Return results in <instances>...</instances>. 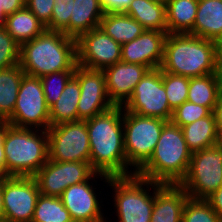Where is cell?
<instances>
[{"label":"cell","mask_w":222,"mask_h":222,"mask_svg":"<svg viewBox=\"0 0 222 222\" xmlns=\"http://www.w3.org/2000/svg\"><path fill=\"white\" fill-rule=\"evenodd\" d=\"M90 143V165L108 177H126L123 107L111 109L85 120Z\"/></svg>","instance_id":"cell-1"},{"label":"cell","mask_w":222,"mask_h":222,"mask_svg":"<svg viewBox=\"0 0 222 222\" xmlns=\"http://www.w3.org/2000/svg\"><path fill=\"white\" fill-rule=\"evenodd\" d=\"M160 70L189 78L222 73L219 44L191 34H167Z\"/></svg>","instance_id":"cell-2"},{"label":"cell","mask_w":222,"mask_h":222,"mask_svg":"<svg viewBox=\"0 0 222 222\" xmlns=\"http://www.w3.org/2000/svg\"><path fill=\"white\" fill-rule=\"evenodd\" d=\"M19 65L26 75L39 78L53 72L75 70L76 39L63 32L46 29L20 45Z\"/></svg>","instance_id":"cell-3"},{"label":"cell","mask_w":222,"mask_h":222,"mask_svg":"<svg viewBox=\"0 0 222 222\" xmlns=\"http://www.w3.org/2000/svg\"><path fill=\"white\" fill-rule=\"evenodd\" d=\"M191 156L181 127L170 121L163 127L150 159L135 174L162 184H179L187 174Z\"/></svg>","instance_id":"cell-4"},{"label":"cell","mask_w":222,"mask_h":222,"mask_svg":"<svg viewBox=\"0 0 222 222\" xmlns=\"http://www.w3.org/2000/svg\"><path fill=\"white\" fill-rule=\"evenodd\" d=\"M48 150L47 130L20 128L6 122V176L34 177L48 161Z\"/></svg>","instance_id":"cell-5"},{"label":"cell","mask_w":222,"mask_h":222,"mask_svg":"<svg viewBox=\"0 0 222 222\" xmlns=\"http://www.w3.org/2000/svg\"><path fill=\"white\" fill-rule=\"evenodd\" d=\"M107 183L115 193L114 206L119 222L151 221L155 197L154 181L134 174L126 177H109ZM150 189H153V195L149 194Z\"/></svg>","instance_id":"cell-6"},{"label":"cell","mask_w":222,"mask_h":222,"mask_svg":"<svg viewBox=\"0 0 222 222\" xmlns=\"http://www.w3.org/2000/svg\"><path fill=\"white\" fill-rule=\"evenodd\" d=\"M168 123L160 118L139 116L123 109L124 148L127 176L134 175L151 157L163 127ZM133 171H129V167Z\"/></svg>","instance_id":"cell-7"},{"label":"cell","mask_w":222,"mask_h":222,"mask_svg":"<svg viewBox=\"0 0 222 222\" xmlns=\"http://www.w3.org/2000/svg\"><path fill=\"white\" fill-rule=\"evenodd\" d=\"M179 185L190 198L205 200L222 185V157L216 145L192 153Z\"/></svg>","instance_id":"cell-8"},{"label":"cell","mask_w":222,"mask_h":222,"mask_svg":"<svg viewBox=\"0 0 222 222\" xmlns=\"http://www.w3.org/2000/svg\"><path fill=\"white\" fill-rule=\"evenodd\" d=\"M6 122L20 128H49L50 109L39 77L23 76L13 114Z\"/></svg>","instance_id":"cell-9"},{"label":"cell","mask_w":222,"mask_h":222,"mask_svg":"<svg viewBox=\"0 0 222 222\" xmlns=\"http://www.w3.org/2000/svg\"><path fill=\"white\" fill-rule=\"evenodd\" d=\"M122 107L127 112L139 116L155 117L170 122L173 110L169 106L163 85V71L160 68L150 69Z\"/></svg>","instance_id":"cell-10"},{"label":"cell","mask_w":222,"mask_h":222,"mask_svg":"<svg viewBox=\"0 0 222 222\" xmlns=\"http://www.w3.org/2000/svg\"><path fill=\"white\" fill-rule=\"evenodd\" d=\"M49 160L90 162L89 134L85 120L49 126Z\"/></svg>","instance_id":"cell-11"},{"label":"cell","mask_w":222,"mask_h":222,"mask_svg":"<svg viewBox=\"0 0 222 222\" xmlns=\"http://www.w3.org/2000/svg\"><path fill=\"white\" fill-rule=\"evenodd\" d=\"M100 176L104 182L109 181V177L96 173L90 162H59L49 160L36 173V179L40 194L46 196L60 197L69 186L92 180Z\"/></svg>","instance_id":"cell-12"},{"label":"cell","mask_w":222,"mask_h":222,"mask_svg":"<svg viewBox=\"0 0 222 222\" xmlns=\"http://www.w3.org/2000/svg\"><path fill=\"white\" fill-rule=\"evenodd\" d=\"M39 195L34 177H2L4 218L10 222H31Z\"/></svg>","instance_id":"cell-13"},{"label":"cell","mask_w":222,"mask_h":222,"mask_svg":"<svg viewBox=\"0 0 222 222\" xmlns=\"http://www.w3.org/2000/svg\"><path fill=\"white\" fill-rule=\"evenodd\" d=\"M121 48L99 27L92 29L76 39L77 64L103 71L121 61Z\"/></svg>","instance_id":"cell-14"},{"label":"cell","mask_w":222,"mask_h":222,"mask_svg":"<svg viewBox=\"0 0 222 222\" xmlns=\"http://www.w3.org/2000/svg\"><path fill=\"white\" fill-rule=\"evenodd\" d=\"M73 76L80 85L78 120L93 118L115 106L109 99L103 71L77 64Z\"/></svg>","instance_id":"cell-15"},{"label":"cell","mask_w":222,"mask_h":222,"mask_svg":"<svg viewBox=\"0 0 222 222\" xmlns=\"http://www.w3.org/2000/svg\"><path fill=\"white\" fill-rule=\"evenodd\" d=\"M90 183L87 180L71 185L60 196L73 222H106L95 193L97 188Z\"/></svg>","instance_id":"cell-16"},{"label":"cell","mask_w":222,"mask_h":222,"mask_svg":"<svg viewBox=\"0 0 222 222\" xmlns=\"http://www.w3.org/2000/svg\"><path fill=\"white\" fill-rule=\"evenodd\" d=\"M167 33L146 30L136 39L122 44L121 62L141 64L150 69L160 68Z\"/></svg>","instance_id":"cell-17"},{"label":"cell","mask_w":222,"mask_h":222,"mask_svg":"<svg viewBox=\"0 0 222 222\" xmlns=\"http://www.w3.org/2000/svg\"><path fill=\"white\" fill-rule=\"evenodd\" d=\"M149 70V67L141 64L121 61L104 69L106 89L110 101L115 106H122Z\"/></svg>","instance_id":"cell-18"},{"label":"cell","mask_w":222,"mask_h":222,"mask_svg":"<svg viewBox=\"0 0 222 222\" xmlns=\"http://www.w3.org/2000/svg\"><path fill=\"white\" fill-rule=\"evenodd\" d=\"M189 195L179 184L155 182V197L150 222H182Z\"/></svg>","instance_id":"cell-19"},{"label":"cell","mask_w":222,"mask_h":222,"mask_svg":"<svg viewBox=\"0 0 222 222\" xmlns=\"http://www.w3.org/2000/svg\"><path fill=\"white\" fill-rule=\"evenodd\" d=\"M194 36L222 42V0H199Z\"/></svg>","instance_id":"cell-20"},{"label":"cell","mask_w":222,"mask_h":222,"mask_svg":"<svg viewBox=\"0 0 222 222\" xmlns=\"http://www.w3.org/2000/svg\"><path fill=\"white\" fill-rule=\"evenodd\" d=\"M222 95V73L189 78L187 101L208 107L212 112Z\"/></svg>","instance_id":"cell-21"},{"label":"cell","mask_w":222,"mask_h":222,"mask_svg":"<svg viewBox=\"0 0 222 222\" xmlns=\"http://www.w3.org/2000/svg\"><path fill=\"white\" fill-rule=\"evenodd\" d=\"M70 17V37L77 39L81 34L98 28L104 16L99 0H74Z\"/></svg>","instance_id":"cell-22"},{"label":"cell","mask_w":222,"mask_h":222,"mask_svg":"<svg viewBox=\"0 0 222 222\" xmlns=\"http://www.w3.org/2000/svg\"><path fill=\"white\" fill-rule=\"evenodd\" d=\"M199 0H168L167 34L194 35V22Z\"/></svg>","instance_id":"cell-23"},{"label":"cell","mask_w":222,"mask_h":222,"mask_svg":"<svg viewBox=\"0 0 222 222\" xmlns=\"http://www.w3.org/2000/svg\"><path fill=\"white\" fill-rule=\"evenodd\" d=\"M188 149L193 153L215 146L220 134L214 113L181 127Z\"/></svg>","instance_id":"cell-24"},{"label":"cell","mask_w":222,"mask_h":222,"mask_svg":"<svg viewBox=\"0 0 222 222\" xmlns=\"http://www.w3.org/2000/svg\"><path fill=\"white\" fill-rule=\"evenodd\" d=\"M4 28L19 46L34 39L46 30L44 24L27 6L7 15Z\"/></svg>","instance_id":"cell-25"},{"label":"cell","mask_w":222,"mask_h":222,"mask_svg":"<svg viewBox=\"0 0 222 222\" xmlns=\"http://www.w3.org/2000/svg\"><path fill=\"white\" fill-rule=\"evenodd\" d=\"M124 14L134 18L146 30L167 33L166 5L151 0H132Z\"/></svg>","instance_id":"cell-26"},{"label":"cell","mask_w":222,"mask_h":222,"mask_svg":"<svg viewBox=\"0 0 222 222\" xmlns=\"http://www.w3.org/2000/svg\"><path fill=\"white\" fill-rule=\"evenodd\" d=\"M99 28L121 45L140 36L146 29L124 13H105Z\"/></svg>","instance_id":"cell-27"},{"label":"cell","mask_w":222,"mask_h":222,"mask_svg":"<svg viewBox=\"0 0 222 222\" xmlns=\"http://www.w3.org/2000/svg\"><path fill=\"white\" fill-rule=\"evenodd\" d=\"M80 97V85L72 76L66 83L62 94L50 109V126L78 121L77 105Z\"/></svg>","instance_id":"cell-28"},{"label":"cell","mask_w":222,"mask_h":222,"mask_svg":"<svg viewBox=\"0 0 222 222\" xmlns=\"http://www.w3.org/2000/svg\"><path fill=\"white\" fill-rule=\"evenodd\" d=\"M24 75L19 64L0 69V121L6 122L12 116Z\"/></svg>","instance_id":"cell-29"},{"label":"cell","mask_w":222,"mask_h":222,"mask_svg":"<svg viewBox=\"0 0 222 222\" xmlns=\"http://www.w3.org/2000/svg\"><path fill=\"white\" fill-rule=\"evenodd\" d=\"M31 222H73L60 197L40 194Z\"/></svg>","instance_id":"cell-30"},{"label":"cell","mask_w":222,"mask_h":222,"mask_svg":"<svg viewBox=\"0 0 222 222\" xmlns=\"http://www.w3.org/2000/svg\"><path fill=\"white\" fill-rule=\"evenodd\" d=\"M163 85L172 110L187 101L189 77L163 72Z\"/></svg>","instance_id":"cell-31"},{"label":"cell","mask_w":222,"mask_h":222,"mask_svg":"<svg viewBox=\"0 0 222 222\" xmlns=\"http://www.w3.org/2000/svg\"><path fill=\"white\" fill-rule=\"evenodd\" d=\"M182 222H221V220L207 200L189 197L183 209Z\"/></svg>","instance_id":"cell-32"},{"label":"cell","mask_w":222,"mask_h":222,"mask_svg":"<svg viewBox=\"0 0 222 222\" xmlns=\"http://www.w3.org/2000/svg\"><path fill=\"white\" fill-rule=\"evenodd\" d=\"M75 70H65L53 72L51 74L40 77L43 91L45 94L46 103L49 108L57 102L62 94L66 83L74 75Z\"/></svg>","instance_id":"cell-33"},{"label":"cell","mask_w":222,"mask_h":222,"mask_svg":"<svg viewBox=\"0 0 222 222\" xmlns=\"http://www.w3.org/2000/svg\"><path fill=\"white\" fill-rule=\"evenodd\" d=\"M211 113L212 111L208 107L185 101L173 110L171 122L174 125L183 127L199 120L200 118L209 116Z\"/></svg>","instance_id":"cell-34"},{"label":"cell","mask_w":222,"mask_h":222,"mask_svg":"<svg viewBox=\"0 0 222 222\" xmlns=\"http://www.w3.org/2000/svg\"><path fill=\"white\" fill-rule=\"evenodd\" d=\"M51 31H60L70 36V17L74 0H54Z\"/></svg>","instance_id":"cell-35"},{"label":"cell","mask_w":222,"mask_h":222,"mask_svg":"<svg viewBox=\"0 0 222 222\" xmlns=\"http://www.w3.org/2000/svg\"><path fill=\"white\" fill-rule=\"evenodd\" d=\"M20 46L8 34L6 29L0 28V69H6L19 64Z\"/></svg>","instance_id":"cell-36"},{"label":"cell","mask_w":222,"mask_h":222,"mask_svg":"<svg viewBox=\"0 0 222 222\" xmlns=\"http://www.w3.org/2000/svg\"><path fill=\"white\" fill-rule=\"evenodd\" d=\"M54 0H26L28 9L51 31Z\"/></svg>","instance_id":"cell-37"},{"label":"cell","mask_w":222,"mask_h":222,"mask_svg":"<svg viewBox=\"0 0 222 222\" xmlns=\"http://www.w3.org/2000/svg\"><path fill=\"white\" fill-rule=\"evenodd\" d=\"M104 13H124L132 0H99Z\"/></svg>","instance_id":"cell-38"},{"label":"cell","mask_w":222,"mask_h":222,"mask_svg":"<svg viewBox=\"0 0 222 222\" xmlns=\"http://www.w3.org/2000/svg\"><path fill=\"white\" fill-rule=\"evenodd\" d=\"M5 137H6V122L0 121V177H6V159L4 152Z\"/></svg>","instance_id":"cell-39"},{"label":"cell","mask_w":222,"mask_h":222,"mask_svg":"<svg viewBox=\"0 0 222 222\" xmlns=\"http://www.w3.org/2000/svg\"><path fill=\"white\" fill-rule=\"evenodd\" d=\"M222 222V185L206 199Z\"/></svg>","instance_id":"cell-40"},{"label":"cell","mask_w":222,"mask_h":222,"mask_svg":"<svg viewBox=\"0 0 222 222\" xmlns=\"http://www.w3.org/2000/svg\"><path fill=\"white\" fill-rule=\"evenodd\" d=\"M26 6V0H0V7L6 15L13 14Z\"/></svg>","instance_id":"cell-41"},{"label":"cell","mask_w":222,"mask_h":222,"mask_svg":"<svg viewBox=\"0 0 222 222\" xmlns=\"http://www.w3.org/2000/svg\"><path fill=\"white\" fill-rule=\"evenodd\" d=\"M215 121L218 127V131L220 136H222V95L218 101V104L215 106L213 110Z\"/></svg>","instance_id":"cell-42"},{"label":"cell","mask_w":222,"mask_h":222,"mask_svg":"<svg viewBox=\"0 0 222 222\" xmlns=\"http://www.w3.org/2000/svg\"><path fill=\"white\" fill-rule=\"evenodd\" d=\"M4 218V207L2 199V177H0V219Z\"/></svg>","instance_id":"cell-43"},{"label":"cell","mask_w":222,"mask_h":222,"mask_svg":"<svg viewBox=\"0 0 222 222\" xmlns=\"http://www.w3.org/2000/svg\"><path fill=\"white\" fill-rule=\"evenodd\" d=\"M7 15L4 13V10L2 7H0V28H3L5 26V20Z\"/></svg>","instance_id":"cell-44"},{"label":"cell","mask_w":222,"mask_h":222,"mask_svg":"<svg viewBox=\"0 0 222 222\" xmlns=\"http://www.w3.org/2000/svg\"><path fill=\"white\" fill-rule=\"evenodd\" d=\"M216 146L218 147V150H219L221 157H222V136H220V139L216 143Z\"/></svg>","instance_id":"cell-45"},{"label":"cell","mask_w":222,"mask_h":222,"mask_svg":"<svg viewBox=\"0 0 222 222\" xmlns=\"http://www.w3.org/2000/svg\"><path fill=\"white\" fill-rule=\"evenodd\" d=\"M151 1L158 2V3L164 4V5H167V3H168V0H151Z\"/></svg>","instance_id":"cell-46"},{"label":"cell","mask_w":222,"mask_h":222,"mask_svg":"<svg viewBox=\"0 0 222 222\" xmlns=\"http://www.w3.org/2000/svg\"><path fill=\"white\" fill-rule=\"evenodd\" d=\"M220 58L222 63V42L219 44Z\"/></svg>","instance_id":"cell-47"},{"label":"cell","mask_w":222,"mask_h":222,"mask_svg":"<svg viewBox=\"0 0 222 222\" xmlns=\"http://www.w3.org/2000/svg\"><path fill=\"white\" fill-rule=\"evenodd\" d=\"M0 222H10V221L6 218H2V219H0Z\"/></svg>","instance_id":"cell-48"}]
</instances>
